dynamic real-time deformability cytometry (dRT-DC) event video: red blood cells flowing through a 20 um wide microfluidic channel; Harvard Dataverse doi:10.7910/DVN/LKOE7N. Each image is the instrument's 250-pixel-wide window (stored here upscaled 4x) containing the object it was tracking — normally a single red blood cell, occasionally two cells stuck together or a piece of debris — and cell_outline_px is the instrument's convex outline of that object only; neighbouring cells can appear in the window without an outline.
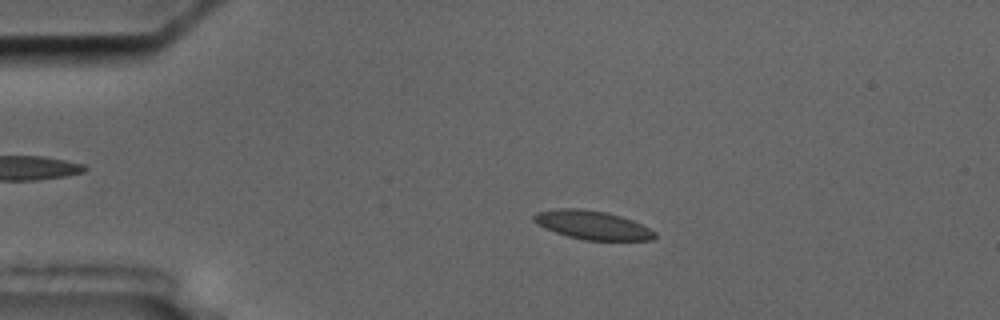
{"species": "common noctule bat (a hibernating species)", "species_latin": "Nyctalus noctula", "temperature_condition": "cold", "stored_images_in_passage": 56, "camera_frame_rate_fps": 3000, "um_per_image_px": 0.085, "animal": {"sex": "male", "body_mass_g": 17.5, "forearm_length_mm": 52.3}, "frame": {"image": 1, "passage_image": 11, "time_ms": 3.333, "image_size_px": [1000, 320], "cell_outline_px": [[656, 236], [652, 240], [584, 240], [568, 236], [544, 228], [536, 224], [532, 220], [532, 216], [536, 212], [560, 208], [580, 208], [608, 212], [632, 220], [656, 232]], "centroid_in_image_um": [50.32, 19.12], "position_along_channel_um": 34.7, "area_um2": 20.23}}
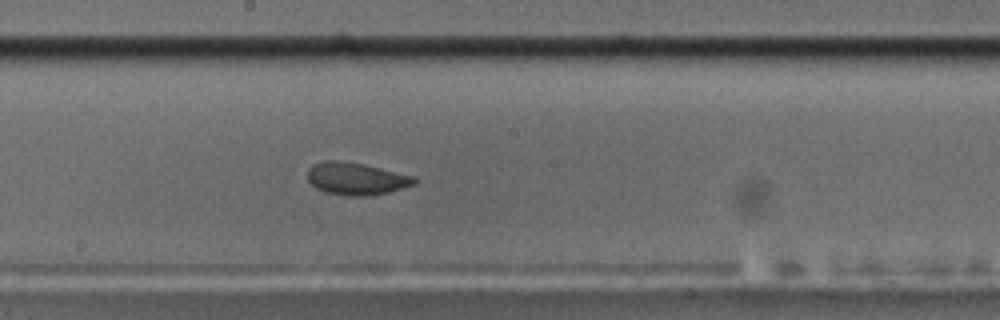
{"frame": {"image": 2, "passage_image": 30, "time_ms": 9.667, "image_size_px": [1000, 320], "cell_outline_px": [[416, 184], [388, 192], [364, 196], [348, 196], [324, 192], [316, 188], [308, 180], [308, 168], [312, 164], [324, 160], [340, 160], [364, 164], [416, 176]], "centroid_in_image_um": [30.27, 15.18], "position_along_channel_um": 217.9, "area_um2": 20.29}}
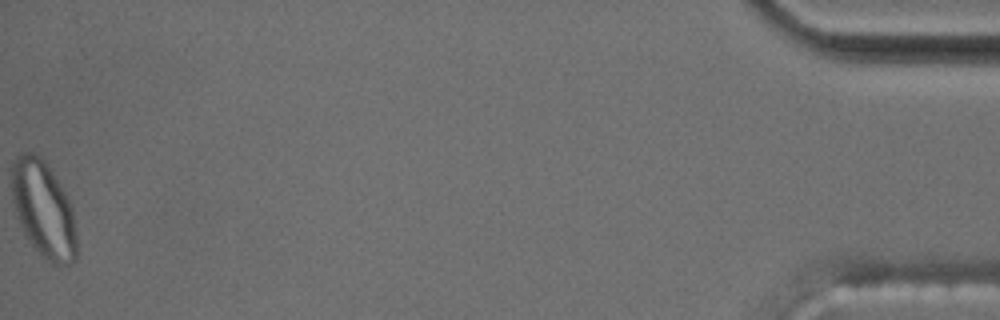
{"frame": {"image": 3, "passage_image": 56, "time_ms": 18.333, "image_size_px": [1000, 320], "cell_outline_px": [[76, 260], [68, 264], [52, 264], [32, 244], [24, 232], [16, 216], [12, 196], [12, 164], [16, 156], [20, 152], [36, 152], [44, 160], [68, 196], [72, 208], [76, 232]], "centroid_in_image_um": [3.7, 17.75], "position_along_channel_um": 431.5, "area_um2": 36.3}, "authors_computed_cell_mechanics": {"area_um2": 20.2878, "velocity_mm_per_s": 3.5745, "shape_relaxation_time_tau1_ms": 4.997, "shape_relaxation_time_tau2_ms": 1.8412, "deformation_change_tau1": 0.1186, "deformation_change_tau2": 0.0474}}